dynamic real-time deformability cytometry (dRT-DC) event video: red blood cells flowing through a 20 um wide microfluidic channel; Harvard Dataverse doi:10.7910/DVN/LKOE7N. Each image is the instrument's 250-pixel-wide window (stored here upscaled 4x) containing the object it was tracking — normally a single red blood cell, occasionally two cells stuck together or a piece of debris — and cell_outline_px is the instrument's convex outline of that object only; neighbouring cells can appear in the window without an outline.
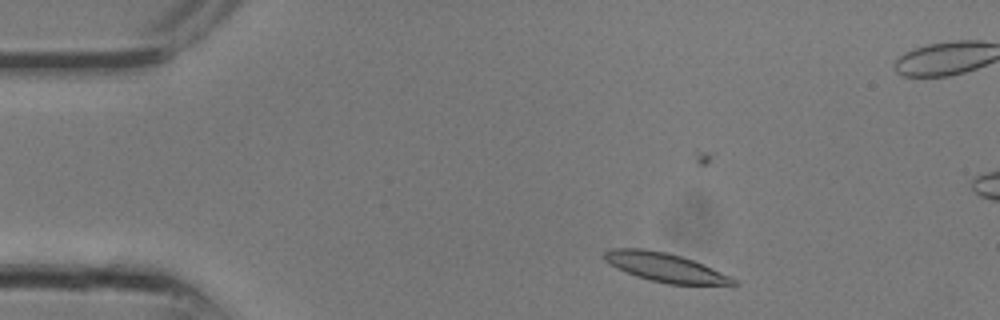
{"species": "common noctule bat (a hibernating species)", "species_latin": "Nyctalus noctula", "temperature_condition": "room temperature", "stored_images_in_passage": 28, "camera_frame_rate_fps": 3000, "um_per_image_px": 0.085, "animal": {"sex": "male", "body_mass_g": 13.3}, "frame": {"image": 1, "passage_image": 3, "time_ms": 0.667, "image_size_px": [1000, 320], "cell_outline_px": [[740, 284], [736, 288], [668, 284], [648, 280], [636, 276], [616, 268], [604, 260], [604, 252], [608, 248], [644, 248], [668, 252], [704, 264], [736, 280]], "centroid_in_image_um": [56.66, 22.78], "position_along_channel_um": 28.3, "area_um2": 22.6}}
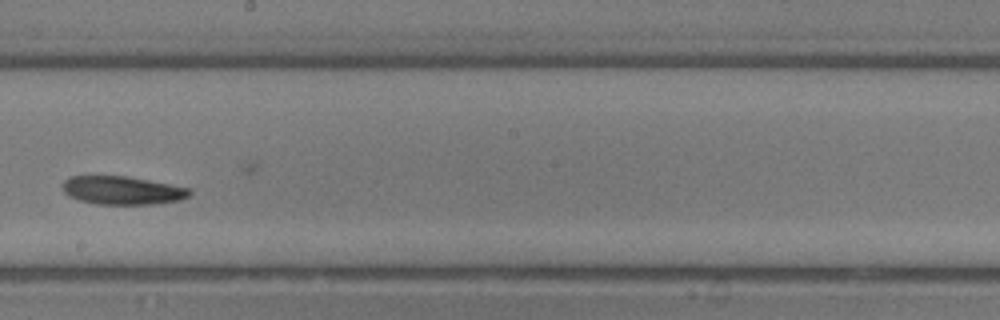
{"frame": {"image": 2, "passage_image": 14, "time_ms": 4.333, "image_size_px": [1000, 320], "cell_outline_px": [[192, 192], [188, 196], [180, 200], [152, 204], [96, 204], [80, 200], [68, 196], [60, 188], [60, 184], [68, 176], [128, 176], [188, 188]], "centroid_in_image_um": [10.32, 16.17], "position_along_channel_um": 237.9, "area_um2": 20.98}}
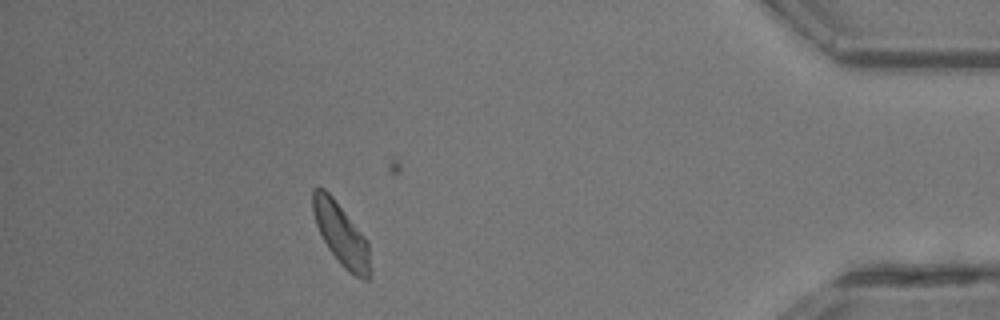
{"frame": {"image": 3, "passage_image": 23, "time_ms": 7.333, "image_size_px": [1000, 320], "cell_outline_px": [[372, 268], [368, 280], [364, 280], [348, 272], [340, 264], [328, 248], [316, 224], [312, 212], [312, 188], [324, 188], [332, 196], [368, 240]], "centroid_in_image_um": [29.02, 19.95], "position_along_channel_um": 406.2, "area_um2": 20.92}}